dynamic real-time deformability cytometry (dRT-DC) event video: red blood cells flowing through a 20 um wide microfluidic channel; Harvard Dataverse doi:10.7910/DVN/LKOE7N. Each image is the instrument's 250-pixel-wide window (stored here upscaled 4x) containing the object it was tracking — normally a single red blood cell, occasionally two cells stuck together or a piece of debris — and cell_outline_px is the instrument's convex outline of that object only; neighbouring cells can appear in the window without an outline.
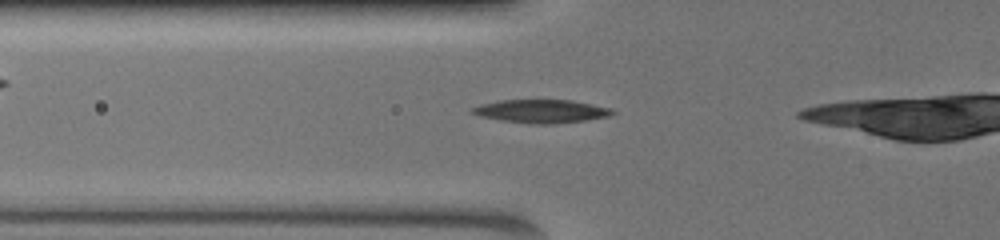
{"species": "common noctule bat (a hibernating species)", "species_latin": "Nyctalus noctula", "temperature_condition": "warm", "stored_images_in_passage": 34, "camera_frame_rate_fps": 3000, "um_per_image_px": 0.085, "animal": {"sex": "female", "body_mass_g": 19.5, "forearm_length_mm": 54.1}, "frame": {"image": 1, "passage_image": 5, "time_ms": 1.333, "image_size_px": [1000, 240], "cell_outline_px": [[616, 112], [608, 116], [584, 120], [552, 124], [532, 124], [500, 120], [480, 116], [472, 112], [472, 108], [480, 104], [500, 100], [572, 100], [612, 108]], "centroid_in_image_um": [46.02, 9.45], "position_along_channel_um": 79.8, "area_um2": 18.9}}
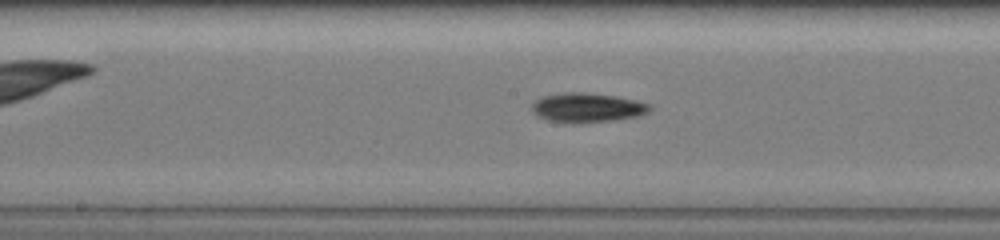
{"frame": {"image": 2, "passage_image": 15, "time_ms": 4.667, "image_size_px": [1000, 240], "cell_outline_px": [[652, 108], [648, 112], [636, 116], [608, 120], [572, 124], [548, 120], [536, 116], [532, 108], [532, 104], [536, 100], [544, 96], [564, 92], [584, 92], [616, 96], [636, 100], [652, 104]], "centroid_in_image_um": [49.9, 9.14], "position_along_channel_um": 198.3, "area_um2": 20.11}}
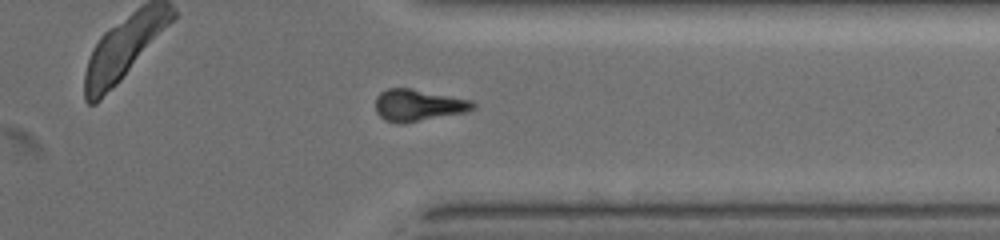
{"frame": {"image": 3, "passage_image": 30, "time_ms": 9.667, "image_size_px": [1000, 240], "cell_outline_px": [[476, 108], [464, 112], [400, 124], [384, 120], [376, 112], [376, 96], [380, 92], [388, 88], [408, 88], [472, 100], [476, 104]], "centroid_in_image_um": [35.52, 8.94], "position_along_channel_um": 375.9, "area_um2": 17.86}}